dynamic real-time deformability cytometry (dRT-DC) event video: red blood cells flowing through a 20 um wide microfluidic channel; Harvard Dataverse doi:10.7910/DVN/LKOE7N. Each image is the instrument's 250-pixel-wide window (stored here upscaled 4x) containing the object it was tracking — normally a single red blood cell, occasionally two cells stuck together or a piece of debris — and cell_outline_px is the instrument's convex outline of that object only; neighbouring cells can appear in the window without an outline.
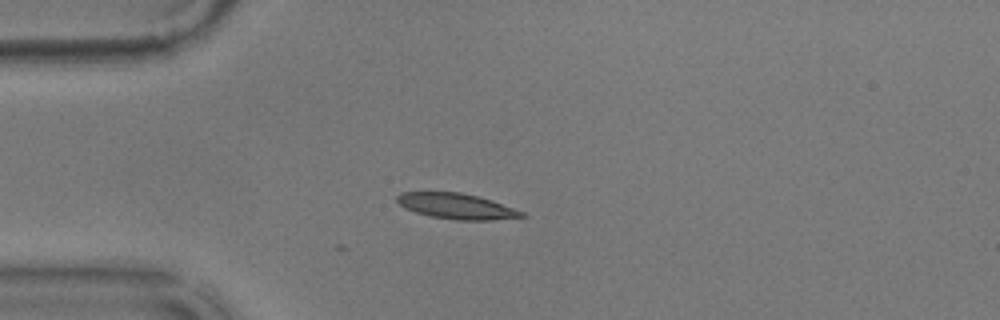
{"species": "common noctule bat (a hibernating species)", "species_latin": "Nyctalus noctula", "temperature_condition": "warm", "stored_images_in_passage": 6, "camera_frame_rate_fps": 3000, "um_per_image_px": 0.085, "animal": {"sex": "male", "body_mass_g": 17.9}, "frame": {"image": 1, "passage_image": 1, "time_ms": 0.0, "image_size_px": [1000, 320], "cell_outline_px": [[528, 216], [492, 220], [456, 220], [432, 216], [416, 212], [404, 208], [396, 200], [396, 196], [400, 192], [460, 192], [492, 200], [524, 212]], "centroid_in_image_um": [38.8, 17.52], "position_along_channel_um": 46.2, "area_um2": 18.5}}